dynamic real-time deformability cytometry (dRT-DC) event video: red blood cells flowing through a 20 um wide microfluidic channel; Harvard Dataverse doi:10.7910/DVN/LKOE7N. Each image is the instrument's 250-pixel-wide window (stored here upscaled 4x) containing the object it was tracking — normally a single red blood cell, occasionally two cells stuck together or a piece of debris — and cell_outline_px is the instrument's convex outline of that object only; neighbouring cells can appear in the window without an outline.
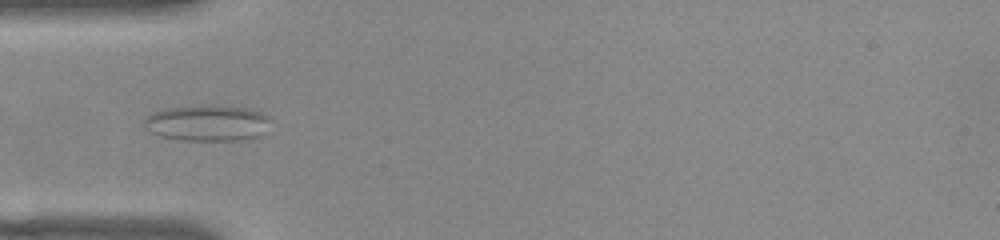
{"species": "common noctule bat (a hibernating species)", "species_latin": "Nyctalus noctula", "temperature_condition": "warm", "stored_images_in_passage": 35, "camera_frame_rate_fps": 3000, "um_per_image_px": 0.085, "animal": {"sex": "female", "body_mass_g": 22.0, "forearm_length_mm": 56.7}, "frame": {"image": 1, "passage_image": 2, "time_ms": 0.333, "image_size_px": [1000, 240], "cell_outline_px": [[272, 116], [260, 136], [240, 140], [180, 140], [160, 136], [144, 128], [144, 120], [152, 112], [164, 108], [200, 104], [208, 104], [252, 108]], "centroid_in_image_um": [17.62, 10.42], "position_along_channel_um": 67.4, "area_um2": 27.05}}
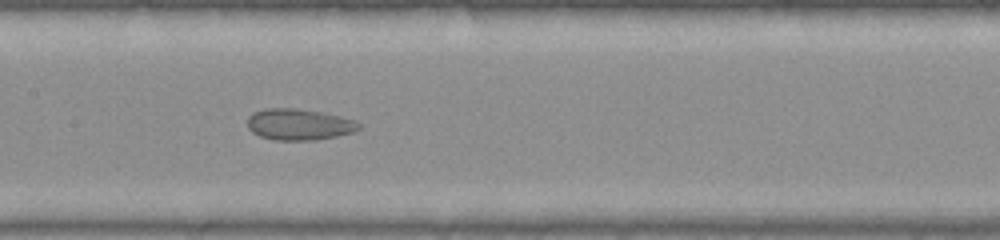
{"frame": {"image": 2, "passage_image": 11, "time_ms": 3.333, "image_size_px": [1000, 240], "cell_outline_px": [[360, 128], [352, 132], [336, 136], [316, 140], [272, 140], [260, 136], [252, 132], [248, 128], [248, 116], [252, 112], [264, 108], [292, 108], [320, 112], [340, 116], [356, 120], [360, 124]], "centroid_in_image_um": [25.39, 10.58], "position_along_channel_um": 182.0, "area_um2": 20.35}}
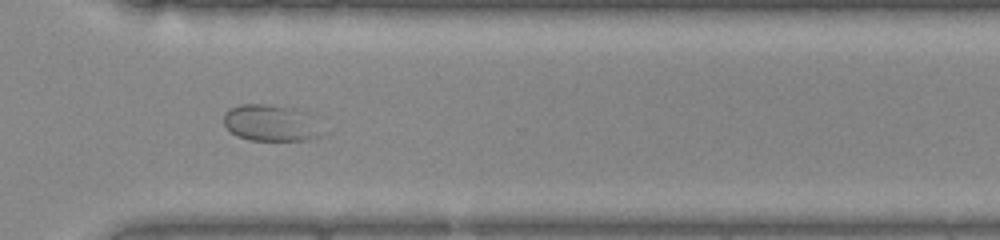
{"frame": {"image": 3, "passage_image": 24, "time_ms": 7.667, "image_size_px": [1000, 240], "cell_outline_px": [[320, 136], [308, 140], [248, 140], [236, 136], [224, 124], [224, 112], [228, 108], [240, 104], [264, 104], [296, 108], [308, 112], [320, 132]], "centroid_in_image_um": [22.96, 10.44], "position_along_channel_um": 347.6, "area_um2": 20.87}}